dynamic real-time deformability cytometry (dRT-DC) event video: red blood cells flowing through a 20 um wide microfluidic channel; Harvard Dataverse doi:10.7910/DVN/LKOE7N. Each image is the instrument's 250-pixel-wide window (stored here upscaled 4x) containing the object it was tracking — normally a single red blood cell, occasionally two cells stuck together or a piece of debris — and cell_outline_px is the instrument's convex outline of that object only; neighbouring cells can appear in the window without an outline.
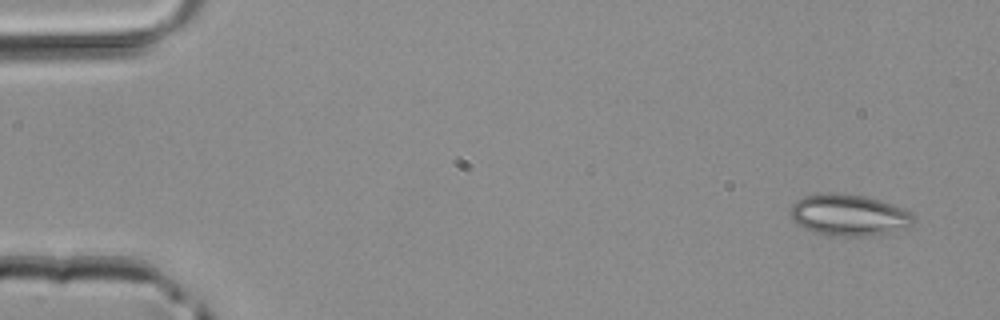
{"species": "common noctule bat (a hibernating species)", "species_latin": "Nyctalus noctula", "temperature_condition": "room temperature", "stored_images_in_passage": 6, "segment_of_instrument_passage": [2, 2], "camera_frame_rate_fps": 3000, "um_per_image_px": 0.085, "animal": {"sex": "male", "body_mass_g": 20.4}, "frame": {"image": 1, "passage_image": 6, "time_ms": 1.667, "image_size_px": [1000, 320], "cell_outline_px": [[916, 220], [908, 228], [892, 232], [868, 236], [832, 236], [812, 232], [796, 224], [792, 220], [788, 212], [792, 204], [796, 200], [804, 196], [820, 192], [836, 192], [864, 196], [880, 200], [904, 208], [912, 212], [916, 216]], "centroid_in_image_um": [72.15, 18.28], "position_along_channel_um": 12.9, "area_um2": 30.58}}